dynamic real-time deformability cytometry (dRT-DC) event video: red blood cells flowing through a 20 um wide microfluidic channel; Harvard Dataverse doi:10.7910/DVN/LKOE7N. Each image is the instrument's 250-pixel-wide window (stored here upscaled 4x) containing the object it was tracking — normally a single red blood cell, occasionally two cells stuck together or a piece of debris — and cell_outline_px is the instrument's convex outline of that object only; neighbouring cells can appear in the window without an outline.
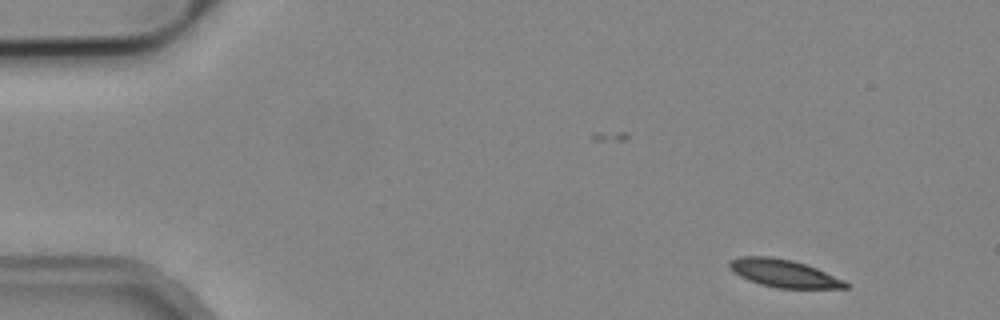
{"species": "common noctule bat (a hibernating species)", "species_latin": "Nyctalus noctula", "temperature_condition": "cold", "stored_images_in_passage": 6, "segment_of_instrument_passage": [2, 2], "camera_frame_rate_fps": 3000, "um_per_image_px": 0.085, "animal": {"sex": "male", "body_mass_g": 19.2, "forearm_length_mm": 51.8}, "frame": {"image": 1, "passage_image": 6, "time_ms": 1.667, "image_size_px": [1000, 320], "cell_outline_px": [[848, 288], [776, 288], [760, 284], [748, 280], [732, 272], [728, 268], [728, 260], [740, 256], [768, 256], [792, 260], [816, 268], [844, 280], [848, 284]], "centroid_in_image_um": [66.55, 23.22], "position_along_channel_um": 18.4, "area_um2": 18.79}}